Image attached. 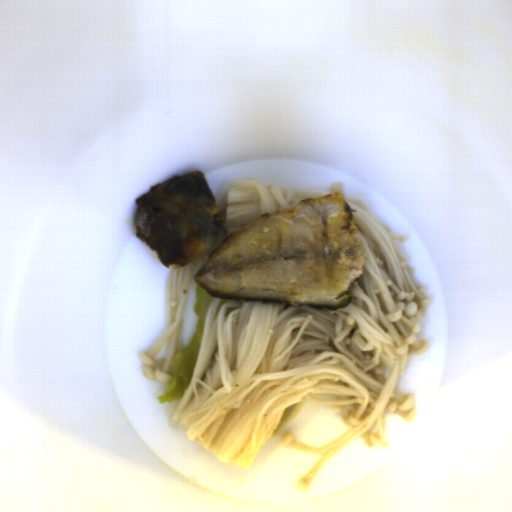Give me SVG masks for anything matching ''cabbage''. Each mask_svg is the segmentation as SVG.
<instances>
[{
	"instance_id": "1",
	"label": "cabbage",
	"mask_w": 512,
	"mask_h": 512,
	"mask_svg": "<svg viewBox=\"0 0 512 512\" xmlns=\"http://www.w3.org/2000/svg\"><path fill=\"white\" fill-rule=\"evenodd\" d=\"M194 293L193 310L197 315L196 331L190 341L180 348L172 359L171 380L169 383H165L164 393L157 398L161 403L182 399L192 382L201 350L206 315L215 299V296L209 294L198 284L194 287Z\"/></svg>"
}]
</instances>
